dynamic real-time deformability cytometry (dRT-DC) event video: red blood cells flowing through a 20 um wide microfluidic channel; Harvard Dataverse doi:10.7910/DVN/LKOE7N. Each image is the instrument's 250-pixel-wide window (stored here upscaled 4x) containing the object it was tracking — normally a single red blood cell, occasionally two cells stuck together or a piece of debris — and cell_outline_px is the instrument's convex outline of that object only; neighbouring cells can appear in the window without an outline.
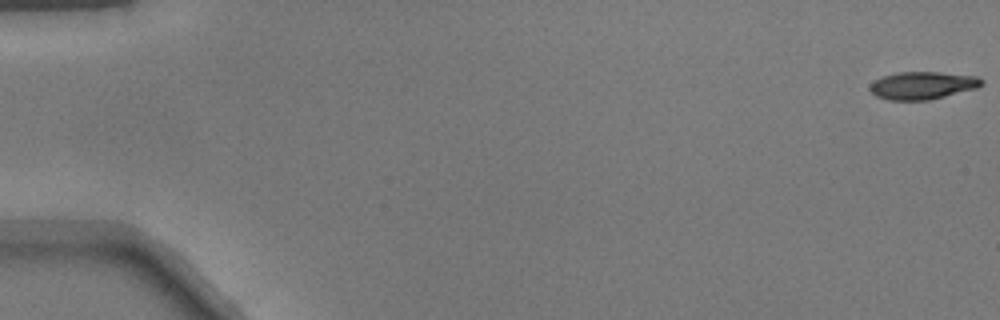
{"species": "common noctule bat (a hibernating species)", "species_latin": "Nyctalus noctula", "temperature_condition": "warm", "stored_images_in_passage": 51, "camera_frame_rate_fps": 3000, "um_per_image_px": 0.085, "animal": {"sex": "male", "body_mass_g": 17.9}, "frame": {"image": 1, "passage_image": 1, "time_ms": 0.0, "image_size_px": [1000, 320], "cell_outline_px": [[984, 84], [976, 88], [928, 100], [888, 100], [876, 96], [868, 88], [876, 80], [884, 76], [900, 72], [940, 72], [980, 76], [984, 80]], "centroid_in_image_um": [78.46, 7.25], "position_along_channel_um": 6.5, "area_um2": 17.92}}
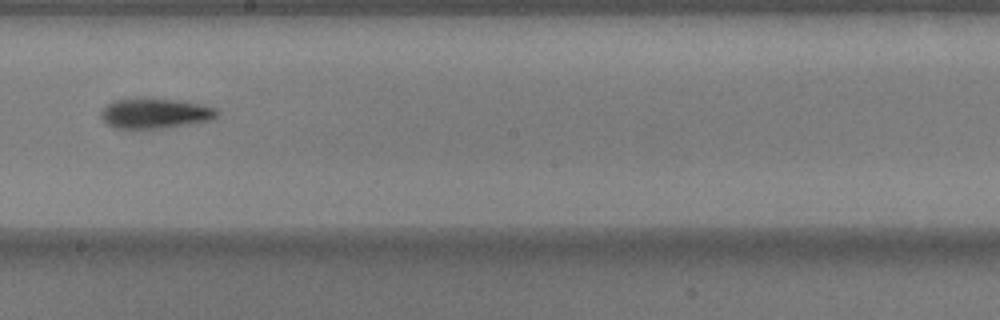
{"frame": {"image": 2, "passage_image": 30, "time_ms": 9.667, "image_size_px": [1000, 320], "cell_outline_px": [[220, 112], [216, 116], [208, 120], [188, 124], [160, 128], [112, 128], [100, 116], [100, 112], [112, 100], [140, 96], [144, 96], [184, 100], [204, 104], [216, 108]], "centroid_in_image_um": [13.17, 9.58], "position_along_channel_um": 235.0, "area_um2": 20.98}}
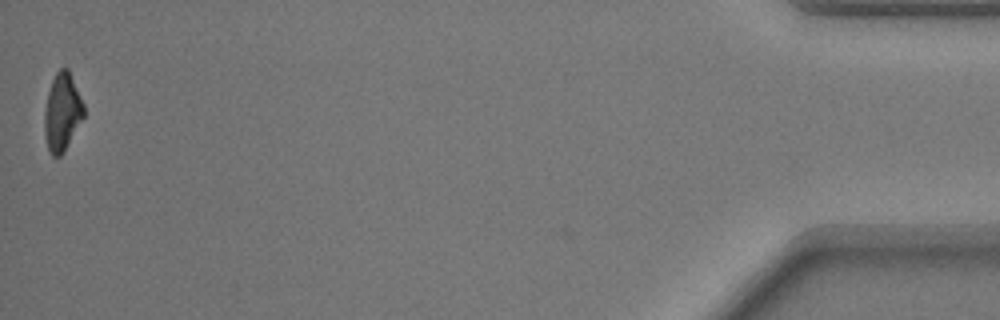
{"frame": {"image": 3, "passage_image": 51, "time_ms": 16.667, "image_size_px": [1000, 320], "cell_outline_px": [[84, 116], [64, 152], [60, 156], [52, 156], [48, 148], [44, 136], [44, 112], [48, 92], [52, 80], [56, 72], [60, 68], [68, 68], [84, 104]], "centroid_in_image_um": [5.28, 9.54], "position_along_channel_um": 429.9, "area_um2": 17.8}}